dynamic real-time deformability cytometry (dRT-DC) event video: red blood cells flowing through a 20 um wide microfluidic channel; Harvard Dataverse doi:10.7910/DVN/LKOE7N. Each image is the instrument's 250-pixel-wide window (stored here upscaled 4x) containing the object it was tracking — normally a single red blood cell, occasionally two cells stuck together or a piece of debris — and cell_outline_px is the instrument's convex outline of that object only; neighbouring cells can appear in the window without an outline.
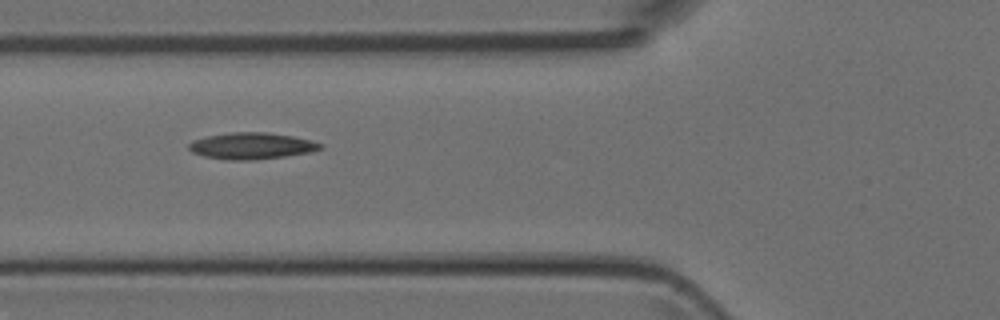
{"species": "Egyptian fruit bat (a non-hibernating species)", "species_latin": "Rousettus aegyptiacus", "temperature_condition": "room temperature", "stored_images_in_passage": 17, "camera_frame_rate_fps": 3000, "um_per_image_px": 0.085, "animal": {"sex": "female"}, "frame": {"image": 1, "passage_image": 3, "time_ms": 0.667, "image_size_px": [1000, 320], "cell_outline_px": [[324, 148], [308, 152], [284, 156], [252, 160], [228, 160], [204, 156], [192, 152], [188, 148], [188, 144], [192, 140], [208, 136], [232, 132], [268, 132], [292, 136], [312, 140], [324, 144]], "centroid_in_image_um": [21.39, 12.39], "position_along_channel_um": 104.4, "area_um2": 20.29}}
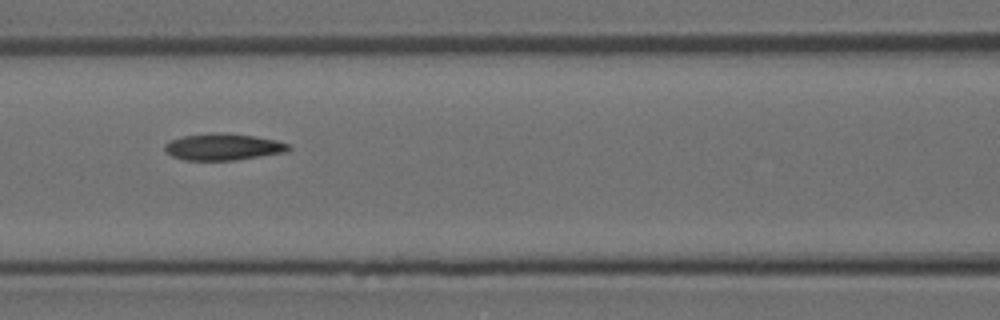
{"frame": {"image": 2, "passage_image": 6, "time_ms": 1.667, "image_size_px": [1000, 320], "cell_outline_px": [[292, 148], [284, 152], [236, 160], [184, 160], [172, 156], [164, 148], [164, 144], [172, 140], [184, 136], [220, 132], [256, 136], [276, 140], [288, 144]], "centroid_in_image_um": [18.98, 12.48], "position_along_channel_um": 147.6, "area_um2": 19.02}}
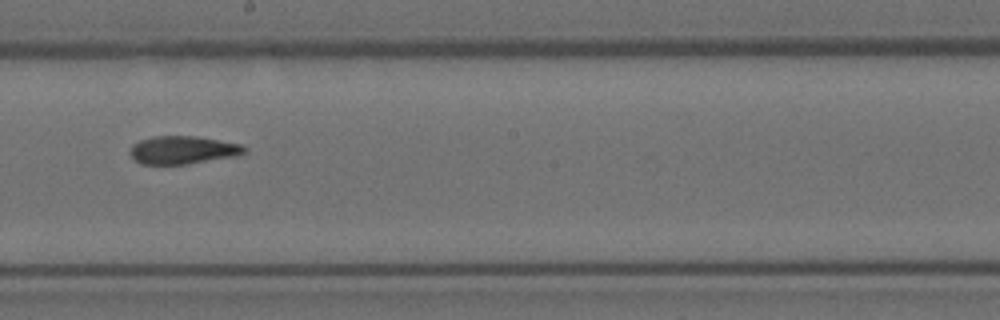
{"frame": {"image": 3, "passage_image": 12, "time_ms": 3.667, "image_size_px": [1000, 320], "cell_outline_px": [[248, 152], [236, 156], [188, 164], [140, 164], [128, 152], [132, 144], [140, 140], [152, 136], [196, 136], [240, 144], [248, 148]], "centroid_in_image_um": [15.54, 12.75], "position_along_channel_um": 232.7, "area_um2": 18.79}}